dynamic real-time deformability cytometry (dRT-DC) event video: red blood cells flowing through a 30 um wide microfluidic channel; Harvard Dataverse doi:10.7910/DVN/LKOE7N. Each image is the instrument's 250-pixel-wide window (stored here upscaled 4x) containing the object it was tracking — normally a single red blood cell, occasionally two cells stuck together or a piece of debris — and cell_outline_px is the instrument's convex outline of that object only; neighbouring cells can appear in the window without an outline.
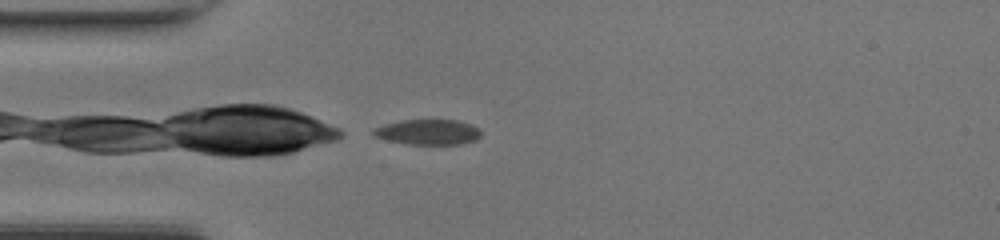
{"species": "common noctule bat (a hibernating species)", "species_latin": "Nyctalus noctula", "temperature_condition": "room temperature", "stored_images_in_passage": 29, "camera_frame_rate_fps": 3000, "um_per_image_px": 0.085, "animal": {"sex": "female", "body_mass_g": 17.0, "forearm_length_mm": 48.0}, "frame": {"image": 1, "passage_image": 1, "time_ms": 0.0, "image_size_px": [1000, 240], "cell_outline_px": [[480, 136], [476, 140], [460, 144], [408, 144], [388, 140], [376, 136], [372, 132], [376, 128], [384, 124], [400, 120], [460, 120], [472, 124], [480, 128]], "centroid_in_image_um": [36.44, 11.21], "position_along_channel_um": 48.6, "area_um2": 15.84}}
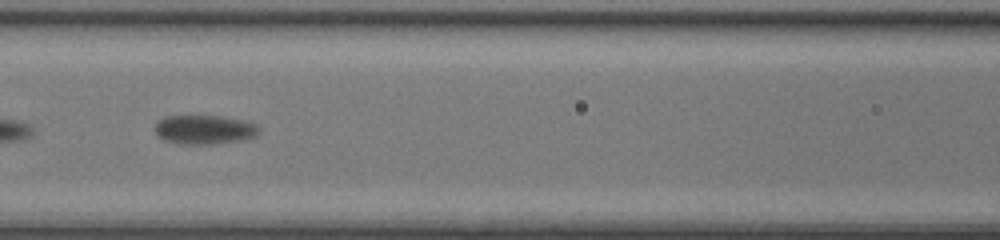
{"frame": {"image": 2, "passage_image": 9, "time_ms": 2.667, "image_size_px": [1000, 240], "cell_outline_px": [[260, 132], [256, 136], [240, 140], [216, 144], [184, 144], [164, 140], [156, 132], [156, 124], [164, 116], [220, 116], [240, 120], [256, 124], [260, 128]], "centroid_in_image_um": [17.4, 11.02], "position_along_channel_um": 149.2, "area_um2": 17.46}}
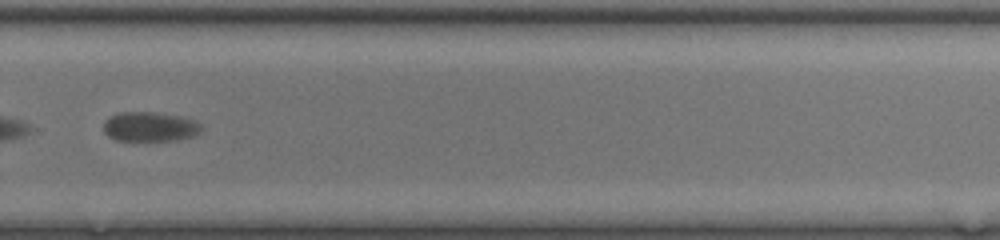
{"frame": {"image": 3, "passage_image": 21, "time_ms": 6.667, "image_size_px": [1000, 240], "cell_outline_px": [[204, 128], [200, 132], [192, 136], [176, 140], [116, 140], [108, 136], [104, 132], [104, 120], [120, 112], [152, 112], [180, 116], [196, 120]], "centroid_in_image_um": [12.76, 10.76], "position_along_channel_um": 317.0, "area_um2": 16.82}, "authors_computed_cell_mechanics": {"area_um2": 17.8602, "velocity_mm_per_s": 4.2062, "shape_relaxation_time_tau1_ms": null, "shape_relaxation_time_tau2_ms": 0.7056, "deformation_change_tau1": null, "deformation_change_tau2": 0.0362}}